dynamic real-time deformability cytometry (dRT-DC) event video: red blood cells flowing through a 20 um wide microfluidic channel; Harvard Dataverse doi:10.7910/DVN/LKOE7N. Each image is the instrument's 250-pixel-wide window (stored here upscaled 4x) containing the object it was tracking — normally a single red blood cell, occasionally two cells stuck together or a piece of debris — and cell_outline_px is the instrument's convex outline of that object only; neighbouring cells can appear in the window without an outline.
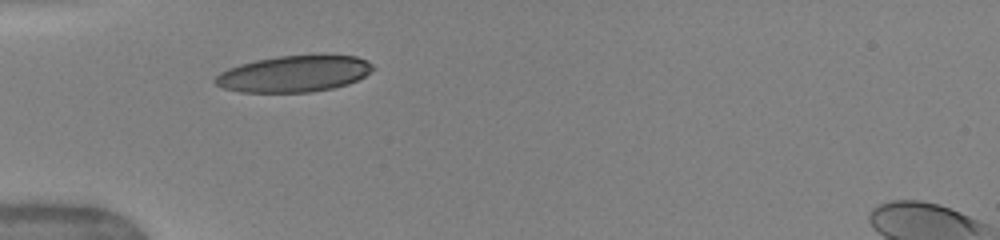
{"species": "human", "species_latin": "Homo sapiens", "temperature_condition": "warm", "stored_images_in_passage": 70, "camera_frame_rate_fps": 3000, "um_per_image_px": 0.085, "donor": {"sex": "female"}, "frame": {"image": 1, "passage_image": 1, "time_ms": 0.0, "image_size_px": [1000, 240], "cell_outline_px": [[376, 68], [364, 76], [348, 84], [332, 88], [312, 92], [240, 92], [224, 88], [216, 84], [212, 80], [220, 72], [228, 68], [240, 64], [256, 60], [280, 56], [324, 52], [356, 56], [368, 60]], "centroid_in_image_um": [25.05, 6.23], "position_along_channel_um": 59.9, "area_um2": 34.28}}
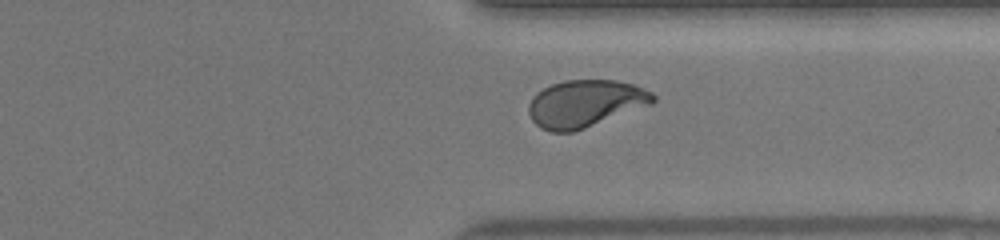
{"frame": {"image": 2, "passage_image": 49, "time_ms": 7.667, "image_size_px": [1000, 240], "cell_outline_px": [[656, 100], [652, 104], [584, 128], [572, 132], [552, 132], [540, 128], [532, 120], [528, 112], [528, 104], [532, 96], [536, 92], [552, 84], [564, 80], [616, 80], [632, 84], [652, 92], [656, 96]], "centroid_in_image_um": [49.72, 8.8], "position_along_channel_um": 361.7, "area_um2": 34.22}}
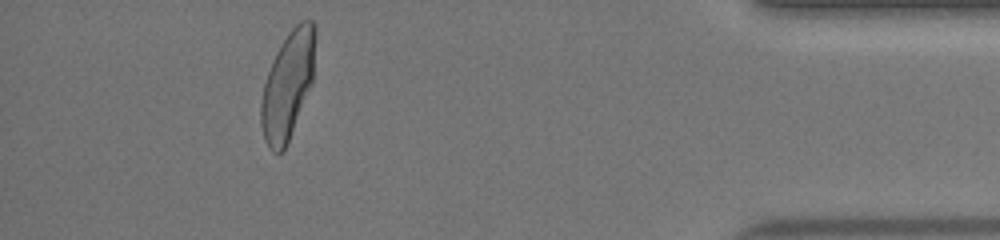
{"frame": {"image": 3, "passage_image": 60, "time_ms": 10.0, "image_size_px": [1000, 240], "cell_outline_px": [[316, 32], [312, 84], [284, 152], [272, 152], [268, 148], [264, 140], [260, 124], [260, 100], [264, 84], [272, 60], [280, 44], [288, 32], [300, 20], [312, 20], [316, 24]], "centroid_in_image_um": [24.45, 7.24], "position_along_channel_um": 410.7, "area_um2": 34.39}, "authors_computed_cell_mechanics": {"area_um2": 33.813, "velocity_mm_per_s": 4.0156, "shape_relaxation_time_tau1_ms": 3.9593, "shape_relaxation_time_tau2_ms": 0.7174, "deformation_change_tau1": 0.1822, "deformation_change_tau2": 0.0687}}